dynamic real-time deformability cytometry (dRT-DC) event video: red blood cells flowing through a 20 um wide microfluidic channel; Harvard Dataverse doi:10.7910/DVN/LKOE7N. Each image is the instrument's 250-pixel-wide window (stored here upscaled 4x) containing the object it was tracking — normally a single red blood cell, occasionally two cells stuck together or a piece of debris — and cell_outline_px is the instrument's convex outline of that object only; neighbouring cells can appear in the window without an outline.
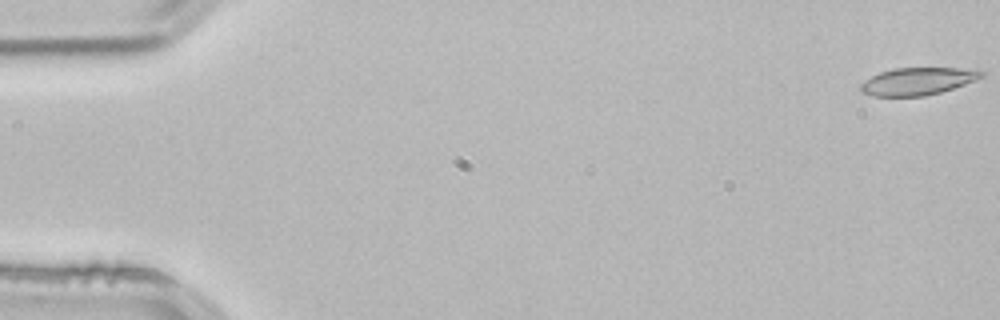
{"species": "common noctule bat (a hibernating species)", "species_latin": "Nyctalus noctula", "temperature_condition": "room temperature", "stored_images_in_passage": 53, "camera_frame_rate_fps": 3000, "um_per_image_px": 0.085, "animal": {"sex": "male", "body_mass_g": 21.5, "forearm_length_mm": 52.0}, "frame": {"image": 1, "passage_image": 1, "time_ms": 0.0, "image_size_px": [1000, 320], "cell_outline_px": [[984, 76], [964, 84], [940, 92], [924, 96], [872, 96], [860, 92], [860, 84], [864, 80], [880, 72], [892, 68], [956, 68], [984, 72]], "centroid_in_image_um": [77.91, 6.91], "position_along_channel_um": 7.1, "area_um2": 19.07}}
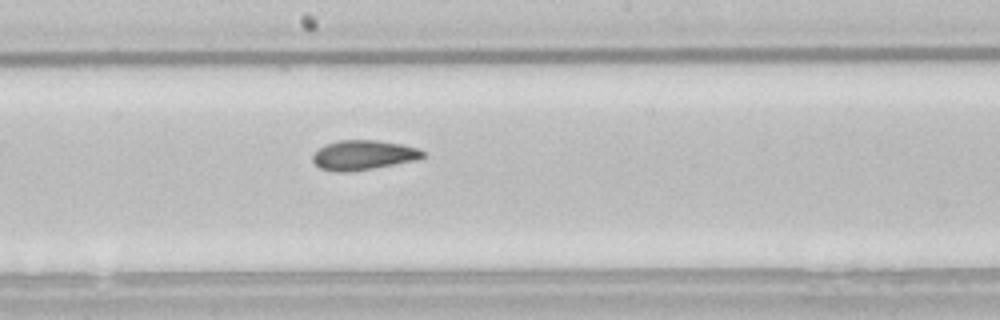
{"frame": {"image": 2, "passage_image": 29, "time_ms": 9.333, "image_size_px": [1000, 320], "cell_outline_px": [[424, 156], [416, 160], [372, 168], [344, 172], [340, 172], [320, 168], [312, 160], [312, 156], [324, 144], [340, 140], [376, 140], [400, 144], [420, 148], [424, 152]], "centroid_in_image_um": [30.89, 13.17], "position_along_channel_um": 217.3, "area_um2": 18.79}}
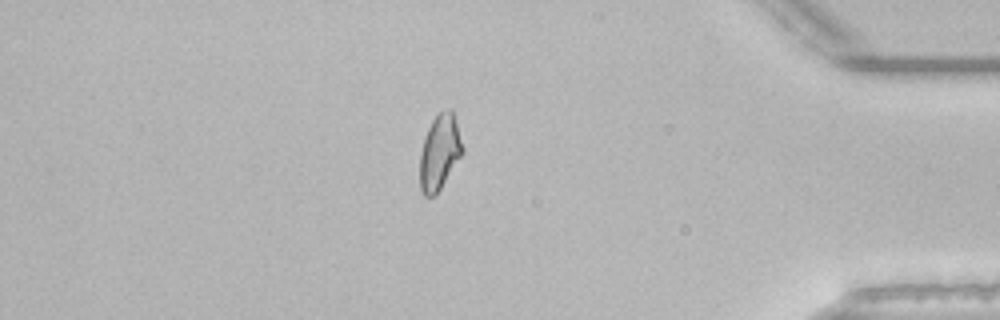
{"frame": {"image": 3, "passage_image": 46, "time_ms": 15.0, "image_size_px": [1000, 320], "cell_outline_px": [[464, 152], [440, 188], [432, 196], [424, 196], [420, 188], [420, 152], [428, 128], [432, 120], [440, 112], [448, 108], [452, 108], [456, 120], [464, 148]], "centroid_in_image_um": [37.38, 12.91], "position_along_channel_um": 397.8, "area_um2": 18.55}, "authors_computed_cell_mechanics": {"area_um2": 19.3052, "velocity_mm_per_s": 3.8247, "shape_relaxation_time_tau1_ms": null, "shape_relaxation_time_tau2_ms": 2.9707, "deformation_change_tau1": null, "deformation_change_tau2": 0.0875}}